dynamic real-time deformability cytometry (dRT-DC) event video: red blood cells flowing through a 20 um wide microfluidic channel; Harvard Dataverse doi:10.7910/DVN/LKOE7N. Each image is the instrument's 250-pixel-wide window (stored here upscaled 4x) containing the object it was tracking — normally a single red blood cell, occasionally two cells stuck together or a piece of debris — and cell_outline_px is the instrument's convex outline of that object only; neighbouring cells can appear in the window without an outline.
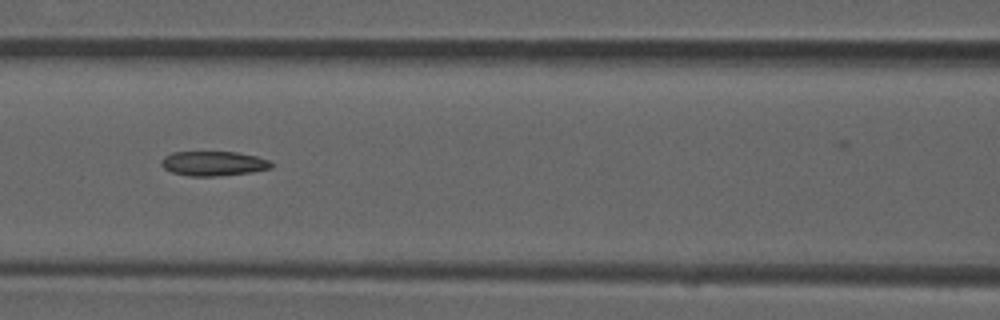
{"species": "common noctule bat (a hibernating species)", "species_latin": "Nyctalus noctula", "temperature_condition": "room temperature", "stored_images_in_passage": 7, "camera_frame_rate_fps": 3000, "um_per_image_px": 0.085, "animal": {"sex": "male", "forearm_length_mm": 52.5}, "frame": {"image": 1, "passage_image": 6, "time_ms": 1.667, "image_size_px": [1000, 320], "cell_outline_px": [[276, 164], [272, 168], [252, 172], [216, 176], [188, 176], [172, 172], [164, 168], [160, 164], [160, 160], [164, 156], [172, 152], [236, 152], [256, 156], [268, 160]], "centroid_in_image_um": [18.15, 13.9], "position_along_channel_um": 148.5, "area_um2": 15.9}}
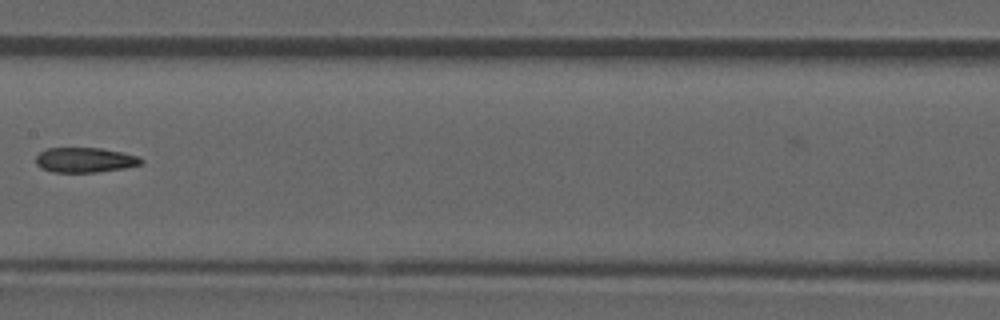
{"frame": {"image": 2, "passage_image": 7, "time_ms": 2.0, "image_size_px": [1000, 320], "cell_outline_px": [[144, 164], [124, 168], [96, 172], [52, 172], [40, 168], [36, 164], [36, 156], [40, 152], [48, 148], [100, 148], [124, 152], [140, 156], [144, 160]], "centroid_in_image_um": [7.26, 13.6], "position_along_channel_um": 200.1, "area_um2": 15.49}}